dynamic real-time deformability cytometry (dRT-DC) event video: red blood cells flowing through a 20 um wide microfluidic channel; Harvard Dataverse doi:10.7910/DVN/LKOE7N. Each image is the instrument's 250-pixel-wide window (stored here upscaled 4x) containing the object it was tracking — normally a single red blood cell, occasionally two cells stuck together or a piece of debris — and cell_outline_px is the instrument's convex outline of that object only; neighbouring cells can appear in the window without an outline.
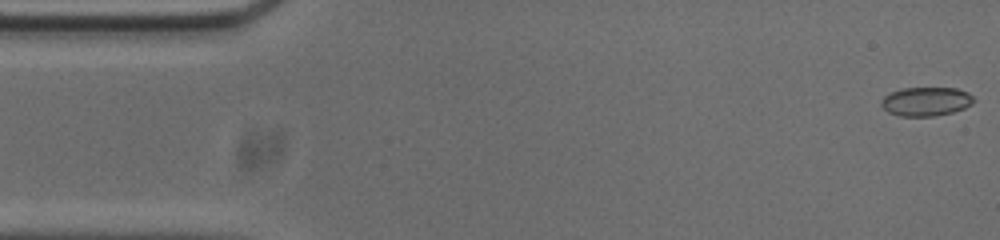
{"species": "common noctule bat (a hibernating species)", "species_latin": "Nyctalus noctula", "temperature_condition": "cold", "stored_images_in_passage": 54, "camera_frame_rate_fps": 3000, "um_per_image_px": 0.085, "animal": {"sex": "male", "body_mass_g": 20.0, "forearm_length_mm": 53.3}, "frame": {"image": 1, "passage_image": 1, "time_ms": 0.0, "image_size_px": [1000, 240], "cell_outline_px": [[976, 100], [972, 104], [964, 108], [952, 112], [936, 116], [900, 116], [888, 112], [880, 104], [880, 100], [884, 96], [892, 92], [904, 88], [956, 88], [968, 92]], "centroid_in_image_um": [78.72, 8.63], "position_along_channel_um": 6.3, "area_um2": 15.61}}
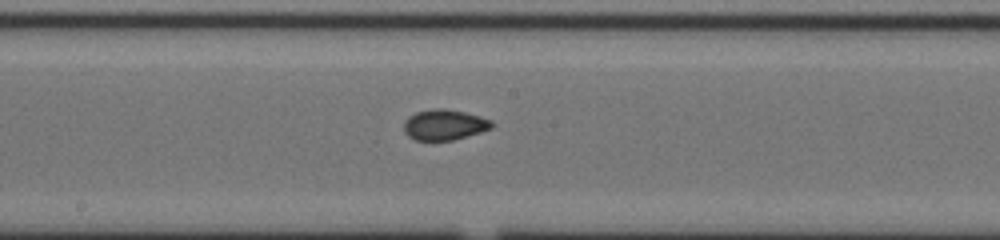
{"frame": {"image": 2, "passage_image": 27, "time_ms": 8.667, "image_size_px": [1000, 240], "cell_outline_px": [[496, 124], [492, 128], [480, 132], [452, 140], [416, 140], [408, 136], [404, 132], [404, 120], [408, 116], [416, 112], [436, 108], [444, 108], [464, 112], [480, 116], [492, 120]], "centroid_in_image_um": [37.78, 10.6], "position_along_channel_um": 210.4, "area_um2": 15.72}}
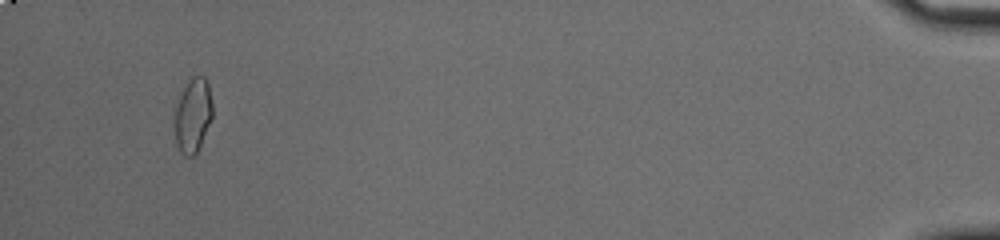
{"frame": {"image": 3, "passage_image": 51, "time_ms": 16.667, "image_size_px": [1000, 240], "cell_outline_px": [[212, 116], [200, 144], [196, 152], [192, 156], [184, 156], [180, 152], [176, 144], [172, 120], [180, 96], [184, 88], [192, 76], [204, 76], [208, 84], [212, 100]], "centroid_in_image_um": [16.36, 9.81], "position_along_channel_um": 418.8, "area_um2": 16.36}, "authors_computed_cell_mechanics": {"area_um2": 15.5482, "velocity_mm_per_s": 3.7172, "shape_relaxation_time_tau1_ms": null, "shape_relaxation_time_tau2_ms": 1.2293, "deformation_change_tau1": null, "deformation_change_tau2": 0.0494}}